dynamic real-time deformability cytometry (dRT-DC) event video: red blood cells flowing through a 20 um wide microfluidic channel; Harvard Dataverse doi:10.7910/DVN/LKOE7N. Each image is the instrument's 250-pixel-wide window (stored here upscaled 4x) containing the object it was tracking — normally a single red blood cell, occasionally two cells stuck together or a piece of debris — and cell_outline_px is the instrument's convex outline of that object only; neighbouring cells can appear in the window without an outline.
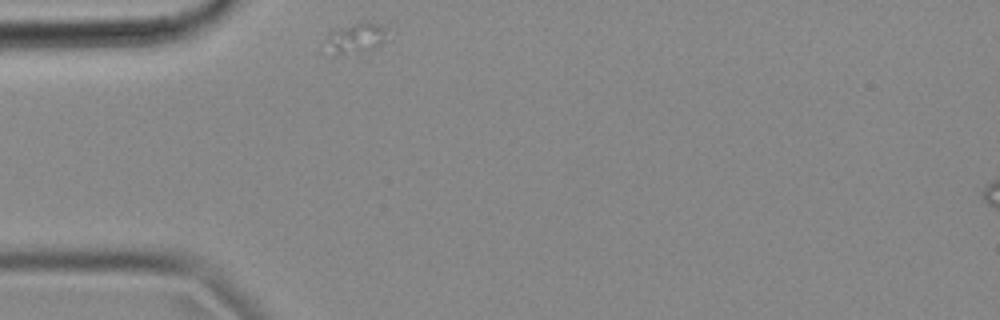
{"species": "common noctule bat (a hibernating species)", "species_latin": "Nyctalus noctula", "temperature_condition": "cold", "stored_images_in_passage": 31, "camera_frame_rate_fps": 3000, "um_per_image_px": 0.085, "animal": {"sex": "female", "body_mass_g": 18.4}, "frame": {"image": 1, "passage_image": 1, "time_ms": 0.0, "image_size_px": [1000, 320], "cell_outline_px": [[392, 20], [388, 40], [384, 44], [336, 56], [324, 56], [328, 36], [332, 28], [364, 20]], "centroid_in_image_um": [30.37, 3.13], "position_along_channel_um": 54.6, "area_um2": 12.43}}